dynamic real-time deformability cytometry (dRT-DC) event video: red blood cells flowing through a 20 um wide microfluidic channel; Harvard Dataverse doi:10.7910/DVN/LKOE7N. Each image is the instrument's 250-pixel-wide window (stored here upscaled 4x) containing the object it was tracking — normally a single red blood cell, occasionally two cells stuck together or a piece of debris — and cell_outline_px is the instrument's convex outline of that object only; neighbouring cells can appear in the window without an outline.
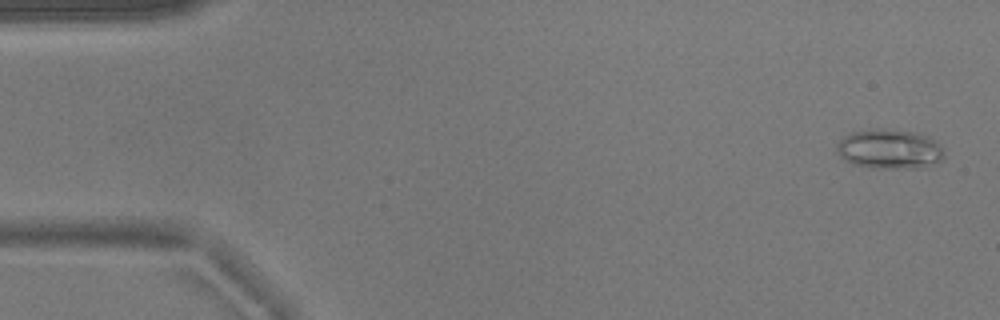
{"species": "common noctule bat (a hibernating species)", "species_latin": "Nyctalus noctula", "temperature_condition": "warm", "stored_images_in_passage": 51, "camera_frame_rate_fps": 3000, "um_per_image_px": 0.085, "animal": {"sex": "male", "body_mass_g": 17.9}, "frame": {"image": 1, "passage_image": 2, "time_ms": 0.333, "image_size_px": [1000, 320], "cell_outline_px": [[944, 156], [940, 160], [916, 168], [880, 168], [852, 164], [844, 160], [836, 152], [836, 144], [844, 136], [852, 132], [876, 128], [880, 128], [916, 132], [928, 136], [936, 140], [944, 148]], "centroid_in_image_um": [75.59, 12.65], "position_along_channel_um": 9.4, "area_um2": 24.85}}
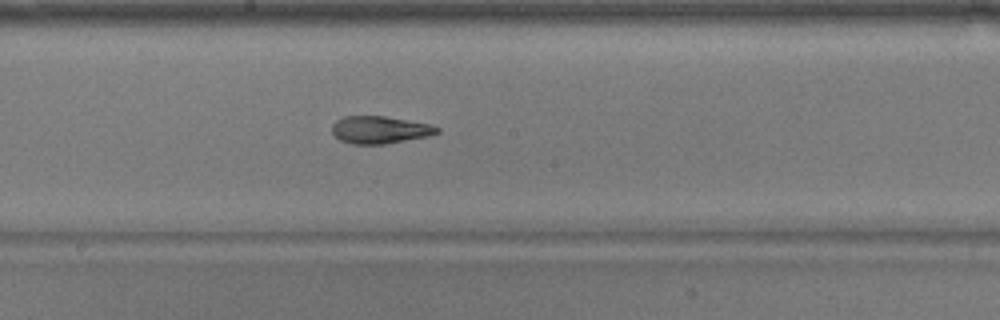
{"frame": {"image": 2, "passage_image": 28, "time_ms": 9.0, "image_size_px": [1000, 320], "cell_outline_px": [[440, 132], [428, 136], [384, 144], [352, 144], [340, 140], [332, 132], [332, 124], [336, 120], [344, 116], [384, 116], [428, 124], [440, 128]], "centroid_in_image_um": [32.26, 11.03], "position_along_channel_um": 215.9, "area_um2": 16.65}}
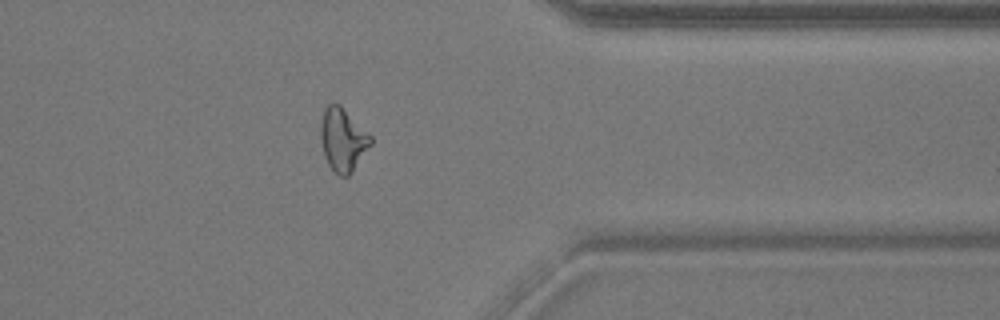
{"frame": {"image": 3, "passage_image": 42, "time_ms": 13.667, "image_size_px": [1000, 320], "cell_outline_px": [[372, 144], [348, 176], [340, 176], [332, 172], [324, 156], [320, 140], [320, 124], [324, 108], [332, 100], [340, 104], [372, 136]], "centroid_in_image_um": [29.11, 11.84], "position_along_channel_um": 382.3, "area_um2": 18.73}, "authors_computed_cell_mechanics": {"area_um2": 17.9758, "velocity_mm_per_s": 3.8371, "shape_relaxation_time_tau1_ms": null, "shape_relaxation_time_tau2_ms": 2.5908, "deformation_change_tau1": null, "deformation_change_tau2": 0.107}}